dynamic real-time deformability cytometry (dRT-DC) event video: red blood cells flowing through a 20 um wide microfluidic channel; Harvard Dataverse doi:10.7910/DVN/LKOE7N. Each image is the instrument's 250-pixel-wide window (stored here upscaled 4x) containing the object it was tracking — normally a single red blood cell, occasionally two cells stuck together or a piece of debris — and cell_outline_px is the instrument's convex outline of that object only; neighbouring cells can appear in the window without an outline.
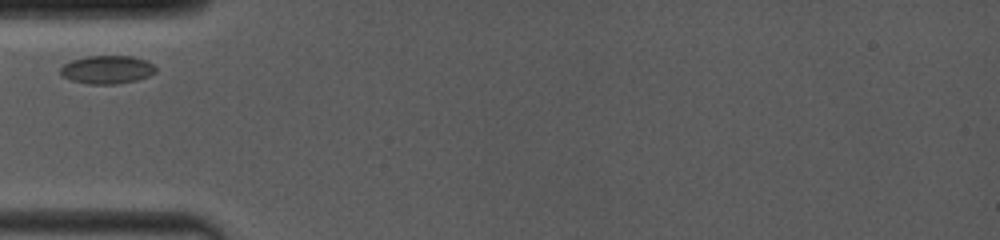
{"species": "common noctule bat (a hibernating species)", "species_latin": "Nyctalus noctula", "temperature_condition": "room temperature", "stored_images_in_passage": 2, "camera_frame_rate_fps": 4000, "um_per_image_px": 0.085, "animal": {"sex": "female", "body_mass_g": 19.0, "forearm_length_mm": 53.3}, "frame": {"image": 1, "passage_image": 1, "time_ms": 0.0, "image_size_px": [1000, 240], "cell_outline_px": [[156, 72], [148, 76], [136, 80], [116, 84], [88, 84], [72, 80], [64, 76], [60, 72], [60, 68], [64, 64], [72, 60], [88, 56], [132, 56], [148, 60], [156, 64]], "centroid_in_image_um": [9.16, 5.91], "position_along_channel_um": 75.8, "area_um2": 15.72}}